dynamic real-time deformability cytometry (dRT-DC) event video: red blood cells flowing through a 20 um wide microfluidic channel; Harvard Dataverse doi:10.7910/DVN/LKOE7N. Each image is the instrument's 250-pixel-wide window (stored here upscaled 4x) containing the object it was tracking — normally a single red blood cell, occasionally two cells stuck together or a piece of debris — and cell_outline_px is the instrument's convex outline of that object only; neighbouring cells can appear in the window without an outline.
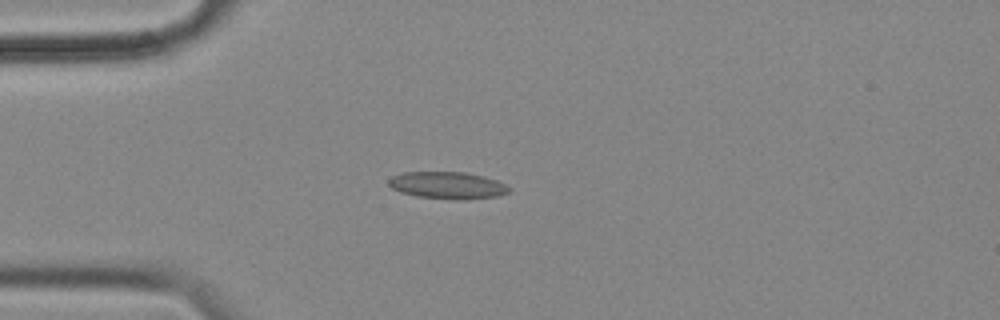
{"species": "common noctule bat (a hibernating species)", "species_latin": "Nyctalus noctula", "temperature_condition": "cold", "stored_images_in_passage": 57, "camera_frame_rate_fps": 3000, "um_per_image_px": 0.085, "animal": {"sex": "female", "body_mass_g": 18.4}, "frame": {"image": 1, "passage_image": 15, "time_ms": 4.667, "image_size_px": [1000, 320], "cell_outline_px": [[512, 188], [508, 192], [496, 196], [416, 196], [400, 192], [392, 188], [388, 184], [388, 180], [392, 176], [404, 172], [464, 172], [496, 180]], "centroid_in_image_um": [37.95, 15.68], "position_along_channel_um": 47.1, "area_um2": 17.63}}
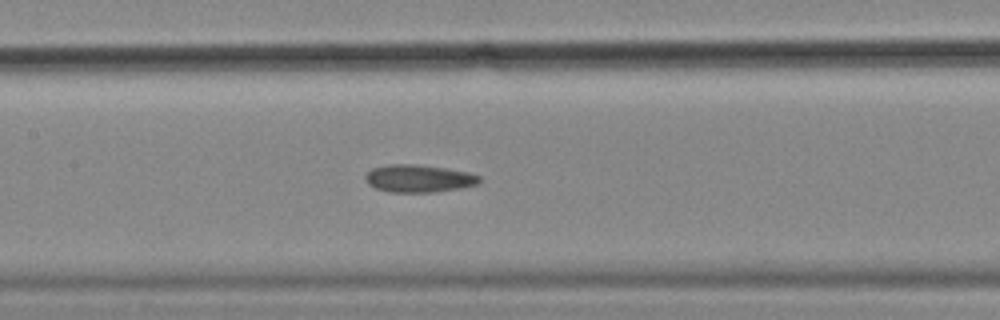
{"frame": {"image": 2, "passage_image": 27, "time_ms": 8.667, "image_size_px": [1000, 320], "cell_outline_px": [[480, 180], [476, 184], [460, 188], [436, 192], [388, 192], [376, 188], [368, 184], [364, 176], [372, 168], [388, 164], [416, 164], [444, 168], [468, 172], [480, 176]], "centroid_in_image_um": [35.56, 15.17], "position_along_channel_um": 171.8, "area_um2": 18.26}}
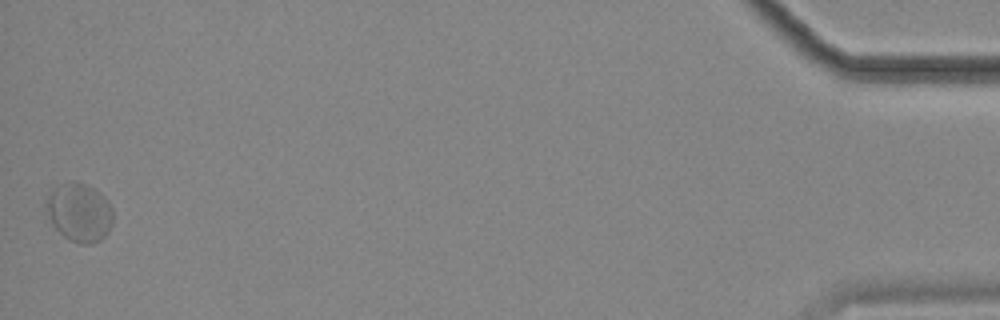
{"frame": {"image": 3, "passage_image": 57, "time_ms": 18.667, "image_size_px": [1000, 320], "cell_outline_px": [[112, 224], [108, 232], [100, 240], [88, 244], [80, 244], [64, 236], [52, 224], [48, 216], [48, 192], [52, 188], [60, 184], [84, 184], [92, 188], [104, 196], [108, 200], [112, 208]], "centroid_in_image_um": [6.77, 18.08], "position_along_channel_um": 428.4, "area_um2": 22.2}, "authors_computed_cell_mechanics": {"area_um2": 19.0162, "velocity_mm_per_s": 3.5046, "shape_relaxation_time_tau1_ms": null, "shape_relaxation_time_tau2_ms": 2.4142, "deformation_change_tau1": null, "deformation_change_tau2": 0.0476}}